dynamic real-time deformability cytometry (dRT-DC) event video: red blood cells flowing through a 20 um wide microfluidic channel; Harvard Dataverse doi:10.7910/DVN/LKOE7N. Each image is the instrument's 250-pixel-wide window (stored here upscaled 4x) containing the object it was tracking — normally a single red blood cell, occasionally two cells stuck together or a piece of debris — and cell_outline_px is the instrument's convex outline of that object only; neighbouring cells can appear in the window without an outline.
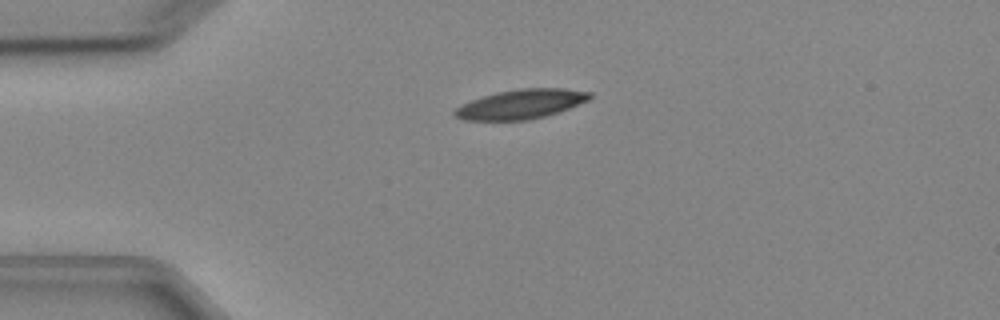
{"species": "Egyptian fruit bat (a non-hibernating species)", "species_latin": "Rousettus aegyptiacus", "temperature_condition": "cold", "stored_images_in_passage": 5, "camera_frame_rate_fps": 3000, "um_per_image_px": 0.085, "animal": {"sex": "female"}, "frame": {"image": 1, "passage_image": 4, "time_ms": 3.667, "image_size_px": [1000, 320], "cell_outline_px": [[592, 96], [588, 100], [568, 108], [544, 116], [528, 120], [464, 120], [456, 116], [452, 112], [460, 104], [496, 92], [520, 88], [564, 88], [592, 92]], "centroid_in_image_um": [44.27, 8.84], "position_along_channel_um": 40.7, "area_um2": 23.0}}